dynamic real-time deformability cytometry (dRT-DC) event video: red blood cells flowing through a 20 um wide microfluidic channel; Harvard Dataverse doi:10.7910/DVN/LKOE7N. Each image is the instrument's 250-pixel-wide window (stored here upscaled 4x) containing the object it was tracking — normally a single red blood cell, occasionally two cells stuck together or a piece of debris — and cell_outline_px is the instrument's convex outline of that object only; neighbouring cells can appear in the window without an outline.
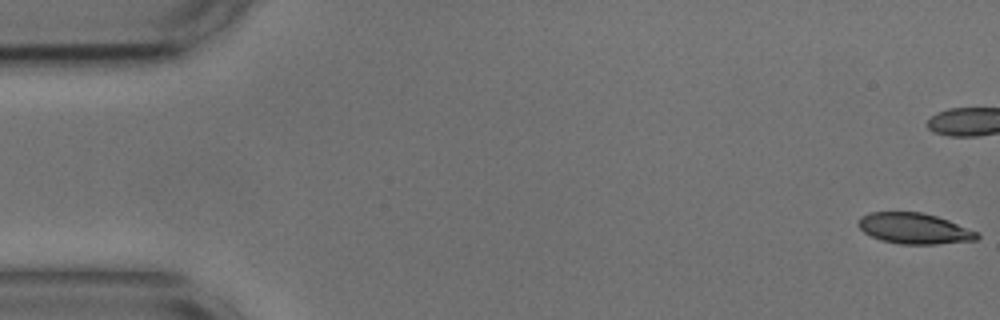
{"species": "common noctule bat (a hibernating species)", "species_latin": "Nyctalus noctula", "temperature_condition": "cold", "stored_images_in_passage": 55, "camera_frame_rate_fps": 3000, "um_per_image_px": 0.085, "animal": {"sex": "male", "body_mass_g": 17.9, "forearm_length_mm": 54.2}, "frame": {"image": 1, "passage_image": 1, "time_ms": 0.0, "image_size_px": [1000, 320], "cell_outline_px": [[980, 236], [976, 240], [936, 244], [900, 244], [880, 240], [864, 232], [856, 224], [860, 216], [868, 212], [920, 212], [936, 216], [948, 220], [980, 232]], "centroid_in_image_um": [77.71, 19.42], "position_along_channel_um": 7.3, "area_um2": 21.44}, "authors_computed_cell_mechanics": {"area_um2": 22.3686, "velocity_mm_per_s": 3.6547, "shape_relaxation_time_tau1_ms": 3.2577, "shape_relaxation_time_tau2_ms": 3.2437, "deformation_change_tau1": 0.1264, "deformation_change_tau2": 0.0934}}